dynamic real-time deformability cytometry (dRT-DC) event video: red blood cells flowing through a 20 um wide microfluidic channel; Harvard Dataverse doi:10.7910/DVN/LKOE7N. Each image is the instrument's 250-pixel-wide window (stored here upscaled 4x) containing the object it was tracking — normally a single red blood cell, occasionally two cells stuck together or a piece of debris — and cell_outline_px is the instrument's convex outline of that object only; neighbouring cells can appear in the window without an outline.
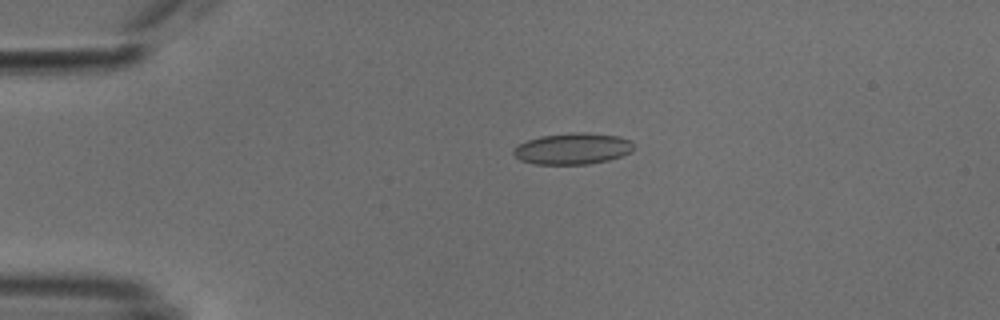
{"species": "common noctule bat (a hibernating species)", "species_latin": "Nyctalus noctula", "temperature_condition": "cold", "stored_images_in_passage": 43, "camera_frame_rate_fps": 3000, "um_per_image_px": 0.085, "animal": {"sex": "male", "body_mass_g": 18.8}, "frame": {"image": 1, "passage_image": 2, "time_ms": 0.333, "image_size_px": [1000, 320], "cell_outline_px": [[632, 148], [628, 152], [620, 156], [608, 160], [588, 164], [536, 164], [520, 160], [512, 152], [512, 148], [528, 140], [540, 136], [568, 132], [588, 132], [620, 136], [632, 140]], "centroid_in_image_um": [48.66, 12.62], "position_along_channel_um": 36.3, "area_um2": 21.96}}
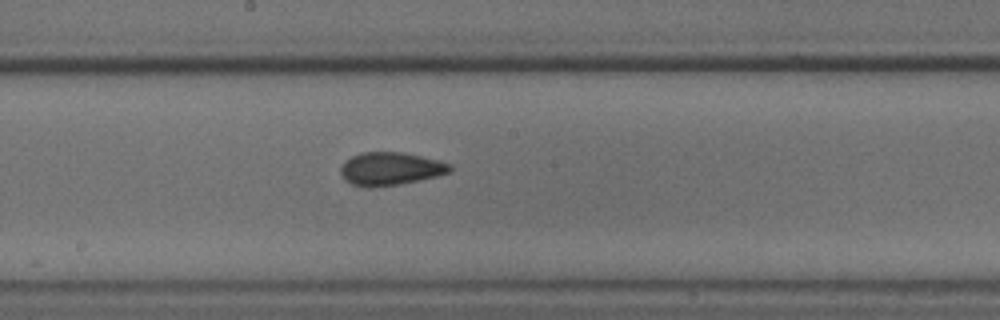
{"frame": {"image": 2, "passage_image": 19, "time_ms": 6.0, "image_size_px": [1000, 320], "cell_outline_px": [[452, 172], [436, 176], [400, 184], [372, 188], [364, 188], [352, 184], [344, 180], [340, 172], [340, 168], [344, 160], [360, 152], [404, 152], [452, 164]], "centroid_in_image_um": [33.15, 14.35], "position_along_channel_um": 215.1, "area_um2": 21.27}}
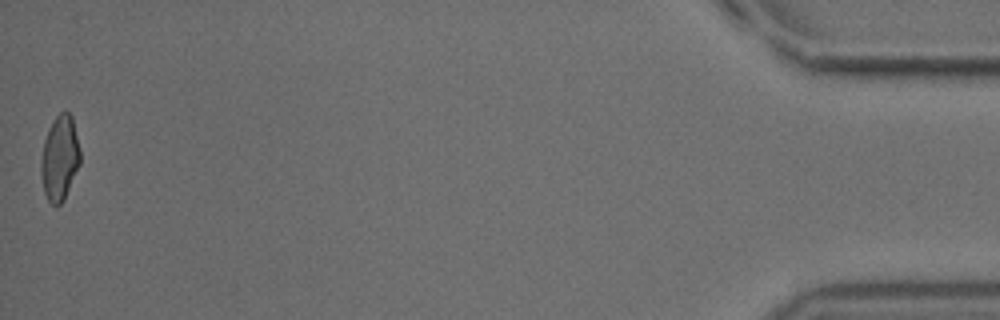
{"frame": {"image": 3, "passage_image": 43, "time_ms": 14.0, "image_size_px": [1000, 320], "cell_outline_px": [[80, 164], [64, 200], [60, 204], [52, 204], [48, 200], [44, 192], [40, 172], [40, 160], [44, 140], [48, 128], [52, 120], [60, 112], [68, 112], [72, 116], [80, 148]], "centroid_in_image_um": [5.07, 13.42], "position_along_channel_um": 430.1, "area_um2": 19.54}, "authors_computed_cell_mechanics": {"area_um2": 20.4034, "velocity_mm_per_s": 3.8188, "shape_relaxation_time_tau1_ms": 4.8756, "shape_relaxation_time_tau2_ms": 1.7005, "deformation_change_tau1": 0.1096, "deformation_change_tau2": 0.064}}